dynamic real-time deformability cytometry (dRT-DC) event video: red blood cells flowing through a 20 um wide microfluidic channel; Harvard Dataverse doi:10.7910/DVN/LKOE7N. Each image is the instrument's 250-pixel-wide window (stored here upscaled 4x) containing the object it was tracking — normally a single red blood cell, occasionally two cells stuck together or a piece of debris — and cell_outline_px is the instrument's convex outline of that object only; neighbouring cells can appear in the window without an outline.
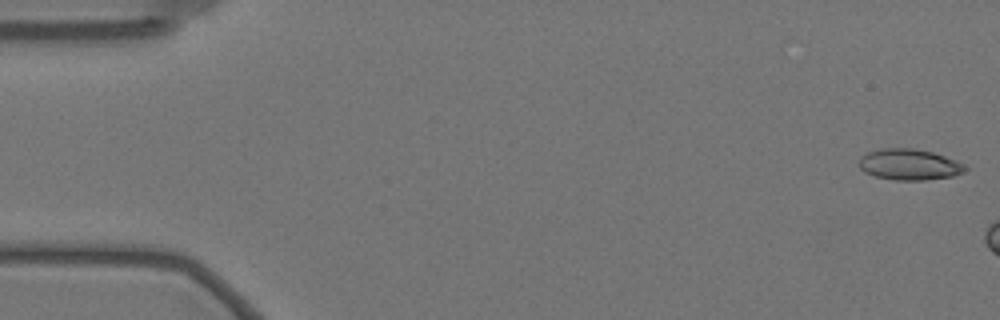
{"species": "Egyptian fruit bat (a non-hibernating species)", "species_latin": "Rousettus aegyptiacus", "temperature_condition": "warm", "stored_images_in_passage": 5, "camera_frame_rate_fps": 3000, "um_per_image_px": 0.085, "animal": {"sex": "female"}, "frame": {"image": 1, "passage_image": 1, "time_ms": 0.0, "image_size_px": [1000, 320], "cell_outline_px": [[968, 168], [964, 172], [952, 176], [924, 180], [896, 180], [876, 176], [864, 172], [860, 168], [860, 160], [868, 152], [880, 148], [912, 148], [932, 152], [956, 160], [964, 164]], "centroid_in_image_um": [77.31, 13.98], "position_along_channel_um": 7.7, "area_um2": 19.02}}